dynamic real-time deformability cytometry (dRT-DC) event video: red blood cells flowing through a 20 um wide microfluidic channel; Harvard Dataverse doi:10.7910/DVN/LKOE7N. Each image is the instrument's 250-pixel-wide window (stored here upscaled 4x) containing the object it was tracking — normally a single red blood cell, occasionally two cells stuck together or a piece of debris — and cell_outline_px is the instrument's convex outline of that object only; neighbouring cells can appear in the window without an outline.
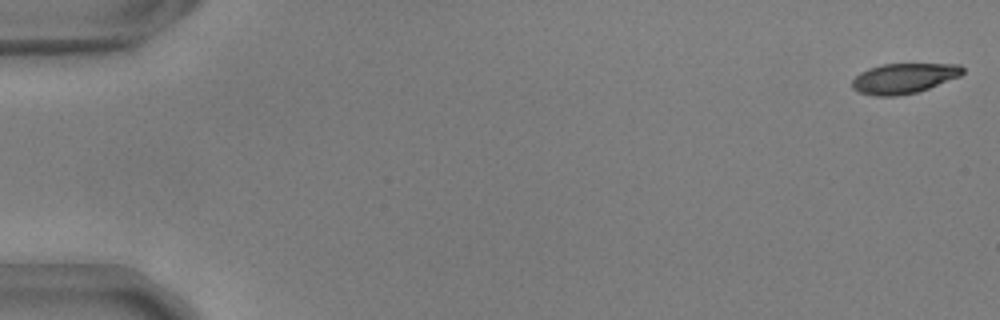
{"species": "common noctule bat (a hibernating species)", "species_latin": "Nyctalus noctula", "temperature_condition": "warm", "stored_images_in_passage": 16, "camera_frame_rate_fps": 3000, "um_per_image_px": 0.085, "animal": {"sex": "male", "body_mass_g": 17.9, "forearm_length_mm": 54.2}, "frame": {"image": 1, "passage_image": 1, "time_ms": 0.0, "image_size_px": [1000, 320], "cell_outline_px": [[964, 72], [960, 76], [928, 88], [916, 92], [896, 96], [876, 96], [860, 92], [852, 88], [852, 80], [860, 72], [868, 68], [880, 64], [960, 64], [964, 68]], "centroid_in_image_um": [76.81, 6.65], "position_along_channel_um": 8.2, "area_um2": 19.36}}
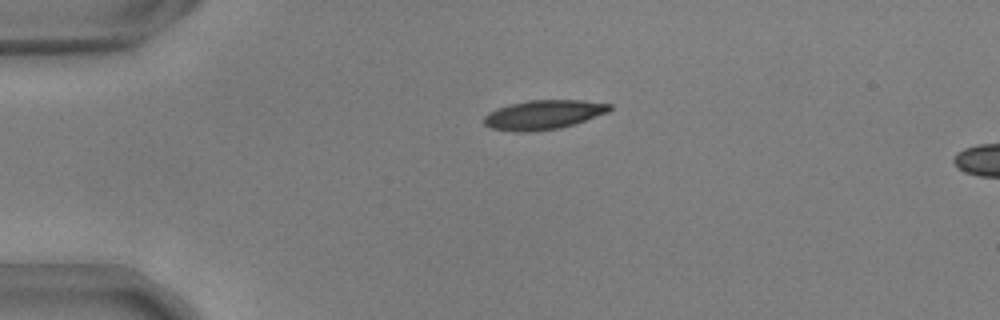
{"frame": {"image": 2, "passage_image": 13, "time_ms": 4.0, "image_size_px": [1000, 320], "cell_outline_px": [[612, 108], [608, 112], [560, 128], [528, 132], [512, 132], [492, 128], [484, 124], [484, 116], [488, 112], [496, 108], [508, 104], [528, 100], [580, 100], [612, 104]], "centroid_in_image_um": [46.14, 9.75], "position_along_channel_um": 38.9, "area_um2": 21.44}}